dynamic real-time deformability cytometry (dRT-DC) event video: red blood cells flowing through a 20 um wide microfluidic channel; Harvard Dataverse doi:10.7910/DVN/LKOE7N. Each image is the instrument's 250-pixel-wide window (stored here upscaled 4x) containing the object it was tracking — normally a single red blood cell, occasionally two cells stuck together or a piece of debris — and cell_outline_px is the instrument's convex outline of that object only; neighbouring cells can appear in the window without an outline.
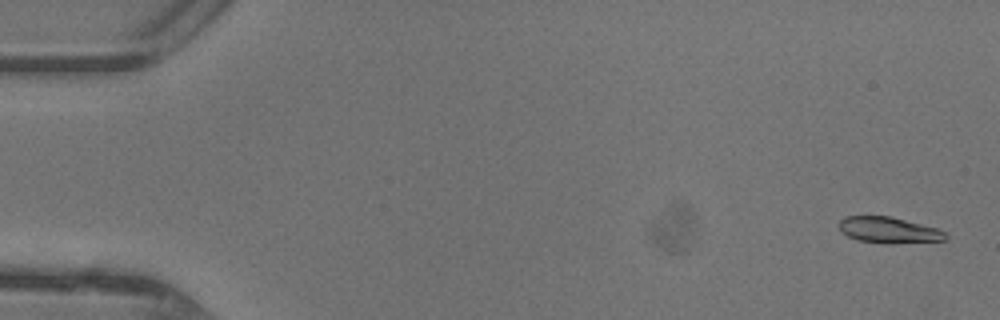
{"species": "common noctule bat (a hibernating species)", "species_latin": "Nyctalus noctula", "temperature_condition": "warm", "stored_images_in_passage": 48, "camera_frame_rate_fps": 3000, "um_per_image_px": 0.085, "animal": {"sex": "female"}, "frame": {"image": 1, "passage_image": 2, "time_ms": 0.333, "image_size_px": [1000, 320], "cell_outline_px": [[948, 236], [944, 240], [892, 244], [888, 244], [856, 240], [840, 232], [836, 224], [844, 216], [892, 216], [936, 228], [944, 232]], "centroid_in_image_um": [75.47, 19.56], "position_along_channel_um": 9.5, "area_um2": 16.42}}
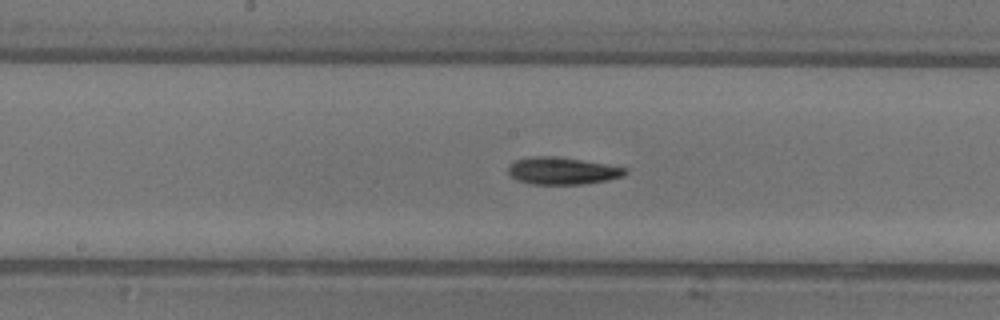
{"frame": {"image": 2, "passage_image": 25, "time_ms": 8.0, "image_size_px": [1000, 320], "cell_outline_px": [[628, 172], [624, 176], [608, 180], [580, 184], [532, 184], [520, 180], [512, 176], [508, 172], [508, 168], [516, 160], [532, 156], [556, 156], [628, 168]], "centroid_in_image_um": [47.83, 14.52], "position_along_channel_um": 200.4, "area_um2": 18.26}}
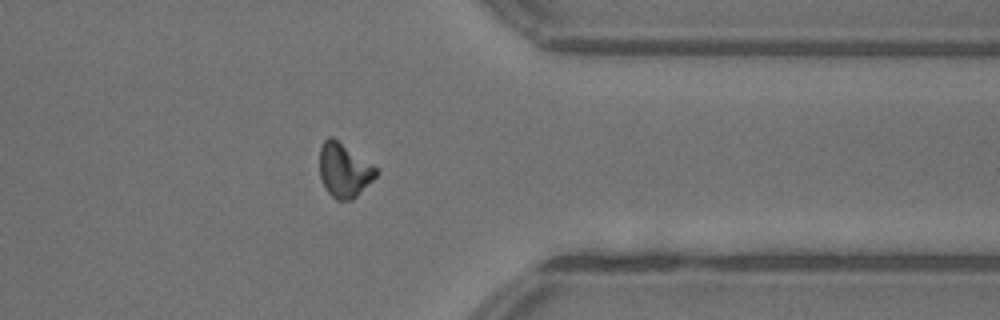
{"frame": {"image": 3, "passage_image": 38, "time_ms": 12.333, "image_size_px": [1000, 320], "cell_outline_px": [[380, 172], [352, 200], [336, 200], [324, 188], [320, 176], [320, 148], [324, 140], [328, 136], [332, 136], [376, 168]], "centroid_in_image_um": [29.22, 14.48], "position_along_channel_um": 382.2, "area_um2": 17.51}, "authors_computed_cell_mechanics": {"area_um2": 17.5423, "velocity_mm_per_s": 4.4213, "shape_relaxation_time_tau1_ms": 4.0452, "shape_relaxation_time_tau2_ms": null, "deformation_change_tau1": 0.142, "deformation_change_tau2": null}}